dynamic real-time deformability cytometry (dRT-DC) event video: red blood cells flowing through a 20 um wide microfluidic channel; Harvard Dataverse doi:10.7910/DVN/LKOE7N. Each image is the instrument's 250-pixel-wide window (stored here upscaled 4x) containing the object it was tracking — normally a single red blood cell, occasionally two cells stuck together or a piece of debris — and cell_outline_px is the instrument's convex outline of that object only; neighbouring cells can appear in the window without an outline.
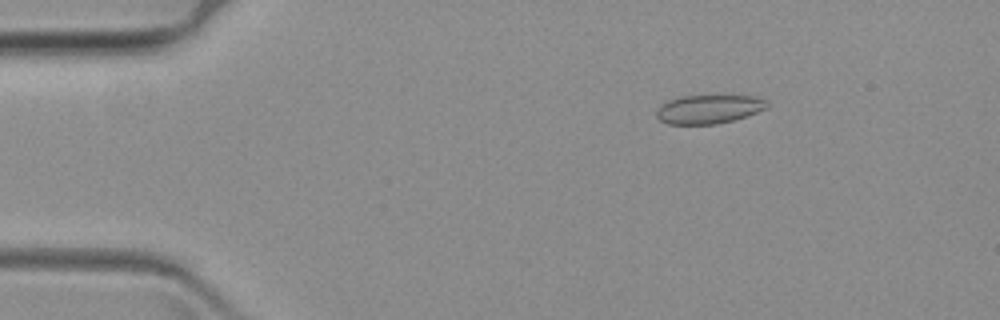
{"species": "common noctule bat (a hibernating species)", "species_latin": "Nyctalus noctula", "temperature_condition": "warm", "stored_images_in_passage": 42, "camera_frame_rate_fps": 3000, "um_per_image_px": 0.085, "animal": {"sex": "female", "body_mass_g": 19.3, "forearm_length_mm": 54.1}, "frame": {"image": 1, "passage_image": 10, "time_ms": 3.0, "image_size_px": [1000, 320], "cell_outline_px": [[768, 108], [732, 120], [716, 124], [668, 124], [660, 120], [656, 116], [656, 108], [668, 100], [680, 96], [756, 96], [768, 100]], "centroid_in_image_um": [60.23, 9.27], "position_along_channel_um": 24.8, "area_um2": 18.5}}
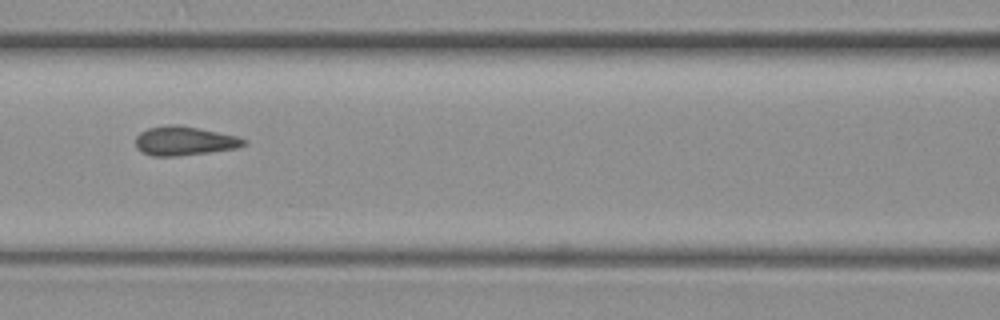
{"frame": {"image": 2, "passage_image": 28, "time_ms": 9.0, "image_size_px": [1000, 320], "cell_outline_px": [[248, 140], [244, 144], [236, 148], [208, 152], [176, 156], [152, 156], [140, 152], [136, 148], [136, 136], [140, 132], [148, 128], [168, 124], [180, 124], [200, 128], [236, 136]], "centroid_in_image_um": [15.62, 11.97], "position_along_channel_um": 151.0, "area_um2": 18.38}}
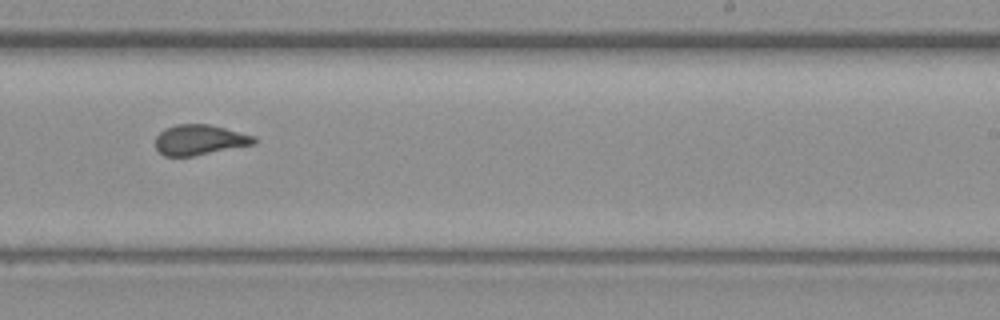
{"frame": {"image": 3, "passage_image": 39, "time_ms": 12.667, "image_size_px": [1000, 320], "cell_outline_px": [[256, 144], [192, 156], [164, 156], [156, 148], [156, 136], [164, 128], [176, 124], [208, 124], [256, 136]], "centroid_in_image_um": [16.97, 11.88], "position_along_channel_um": 272.0, "area_um2": 17.4}}